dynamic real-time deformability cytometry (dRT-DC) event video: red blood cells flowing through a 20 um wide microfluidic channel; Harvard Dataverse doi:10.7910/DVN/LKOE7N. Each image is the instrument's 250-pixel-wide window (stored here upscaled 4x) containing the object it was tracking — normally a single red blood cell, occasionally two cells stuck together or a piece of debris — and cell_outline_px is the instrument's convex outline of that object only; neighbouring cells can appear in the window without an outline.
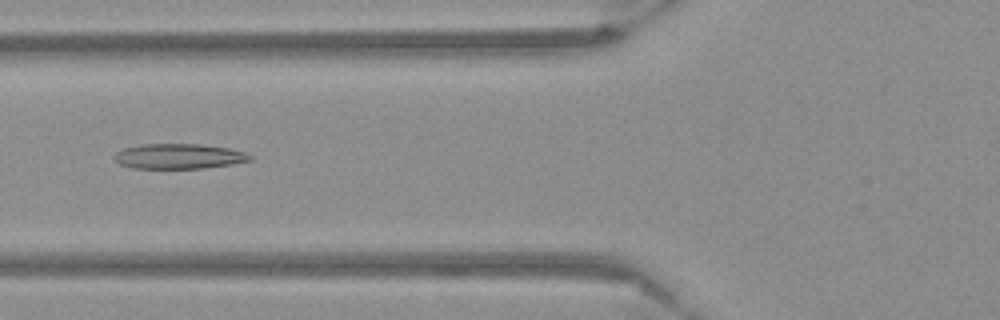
{"species": "Egyptian fruit bat (a non-hibernating species)", "species_latin": "Rousettus aegyptiacus", "temperature_condition": "warm", "stored_images_in_passage": 52, "camera_frame_rate_fps": 3000, "um_per_image_px": 0.085, "frame": {"image": 1, "passage_image": 19, "time_ms": 6.0, "image_size_px": [1000, 320], "cell_outline_px": [[252, 160], [232, 164], [204, 168], [132, 168], [120, 164], [112, 160], [112, 156], [116, 152], [124, 148], [140, 144], [196, 144], [228, 148], [244, 152], [252, 156]], "centroid_in_image_um": [15.15, 13.28], "position_along_channel_um": 110.7, "area_um2": 19.88}}
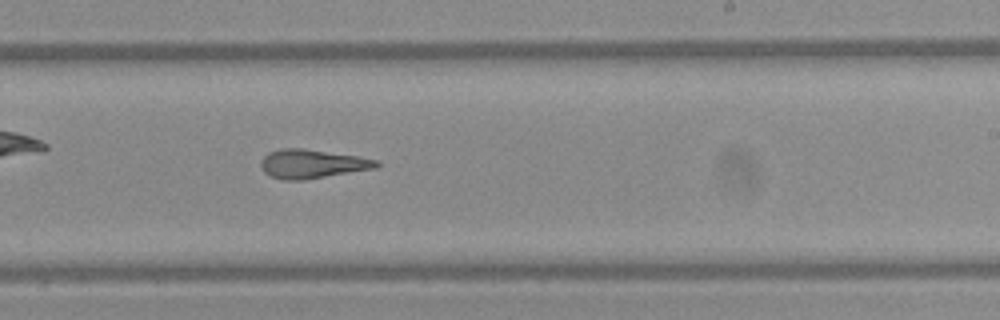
{"frame": {"image": 2, "passage_image": 31, "time_ms": 10.0, "image_size_px": [1000, 320], "cell_outline_px": [[380, 164], [376, 168], [304, 180], [284, 180], [272, 176], [264, 172], [260, 164], [260, 160], [268, 152], [280, 148], [300, 148], [356, 156], [380, 160]], "centroid_in_image_um": [26.52, 13.93], "position_along_channel_um": 262.5, "area_um2": 19.36}}
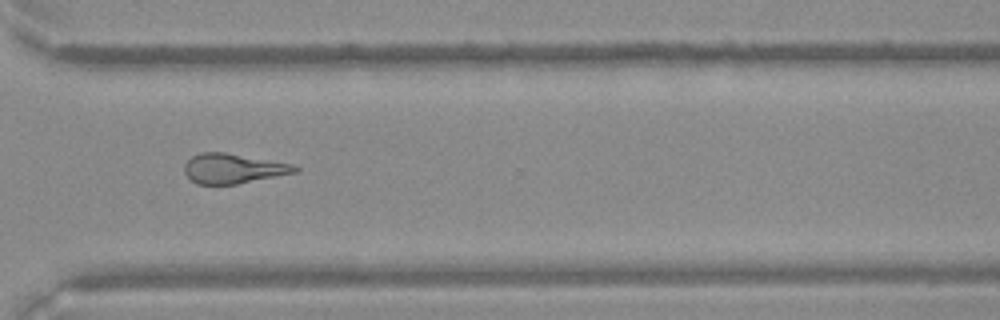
{"frame": {"image": 3, "passage_image": 38, "time_ms": 12.333, "image_size_px": [1000, 320], "cell_outline_px": [[300, 172], [236, 184], [196, 184], [184, 172], [184, 164], [192, 156], [200, 152], [224, 152], [296, 164], [300, 168]], "centroid_in_image_um": [19.87, 14.32], "position_along_channel_um": 350.7, "area_um2": 19.42}}